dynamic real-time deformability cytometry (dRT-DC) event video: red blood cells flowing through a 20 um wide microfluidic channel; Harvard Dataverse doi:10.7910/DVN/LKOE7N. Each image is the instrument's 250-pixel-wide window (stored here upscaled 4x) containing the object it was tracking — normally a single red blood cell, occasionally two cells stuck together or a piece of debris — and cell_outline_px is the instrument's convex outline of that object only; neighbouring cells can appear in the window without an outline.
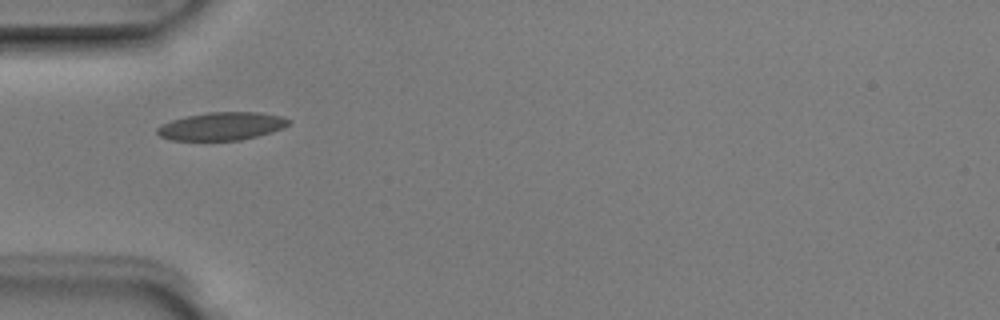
{"species": "Egyptian fruit bat (a non-hibernating species)", "species_latin": "Rousettus aegyptiacus", "temperature_condition": "room temperature", "stored_images_in_passage": 1, "camera_frame_rate_fps": 3000, "um_per_image_px": 0.085, "animal": {"sex": "male"}, "frame": {"image": 1, "passage_image": 1, "time_ms": 0.0, "image_size_px": [1000, 320], "cell_outline_px": [[292, 120], [288, 124], [272, 132], [240, 140], [172, 140], [160, 136], [156, 132], [156, 128], [172, 120], [188, 116], [208, 112], [260, 112], [284, 116]], "centroid_in_image_um": [18.87, 10.72], "position_along_channel_um": 66.1, "area_um2": 21.27}}